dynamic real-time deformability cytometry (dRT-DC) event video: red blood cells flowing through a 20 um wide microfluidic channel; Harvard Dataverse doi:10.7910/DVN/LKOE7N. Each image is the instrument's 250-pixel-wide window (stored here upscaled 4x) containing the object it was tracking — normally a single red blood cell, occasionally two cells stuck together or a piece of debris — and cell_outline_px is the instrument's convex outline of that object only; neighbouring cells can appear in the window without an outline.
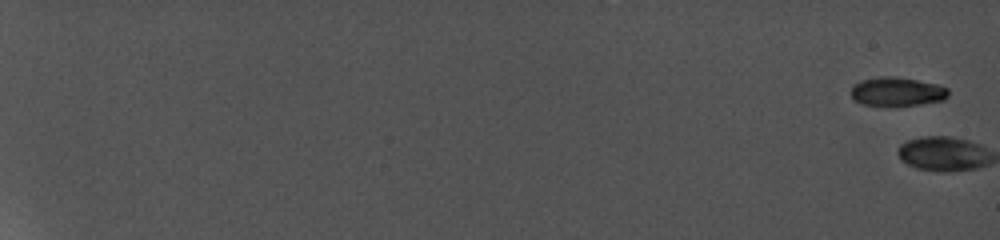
{"species": "common noctule bat (a hibernating species)", "species_latin": "Nyctalus noctula", "temperature_condition": "cold", "stored_images_in_passage": 19, "camera_frame_rate_fps": 5000, "um_per_image_px": 0.085, "animal": {"sex": "female", "body_mass_g": 19.0, "forearm_length_mm": 56.7}, "frame": {"image": 1, "passage_image": 1, "time_ms": 0.0, "image_size_px": [1000, 240], "cell_outline_px": [[948, 96], [944, 100], [920, 104], [864, 104], [852, 100], [852, 84], [860, 80], [880, 76], [896, 76], [936, 84], [948, 88]], "centroid_in_image_um": [76.23, 7.75], "position_along_channel_um": 8.8, "area_um2": 16.07}}
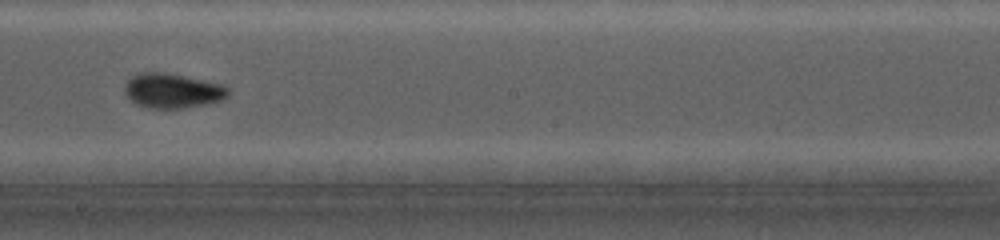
{"frame": {"image": 2, "passage_image": 14, "time_ms": 13.8, "image_size_px": [1000, 240], "cell_outline_px": [[228, 92], [220, 100], [180, 108], [156, 108], [140, 104], [132, 100], [128, 96], [124, 88], [128, 80], [132, 76], [140, 72], [164, 72], [220, 84], [228, 88]], "centroid_in_image_um": [14.61, 7.69], "position_along_channel_um": 233.6, "area_um2": 20.0}}
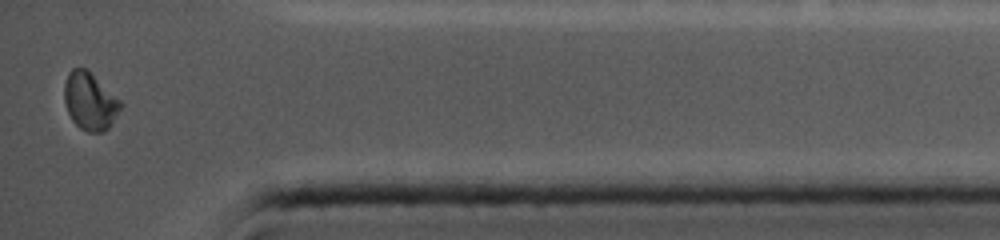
{"frame": {"image": 3, "passage_image": 19, "time_ms": 19.0, "image_size_px": [1000, 240], "cell_outline_px": [[124, 104], [108, 128], [104, 132], [88, 132], [80, 128], [72, 120], [68, 112], [64, 100], [64, 84], [68, 72], [72, 68], [88, 68]], "centroid_in_image_um": [7.64, 8.58], "position_along_channel_um": 427.6, "area_um2": 19.02}, "authors_computed_cell_mechanics": {"area_um2": 18.785, "velocity_mm_per_s": 3.8376, "shape_relaxation_time_tau1_ms": 3.1232, "shape_relaxation_time_tau2_ms": null, "deformation_change_tau1": 0.1045, "deformation_change_tau2": null}}